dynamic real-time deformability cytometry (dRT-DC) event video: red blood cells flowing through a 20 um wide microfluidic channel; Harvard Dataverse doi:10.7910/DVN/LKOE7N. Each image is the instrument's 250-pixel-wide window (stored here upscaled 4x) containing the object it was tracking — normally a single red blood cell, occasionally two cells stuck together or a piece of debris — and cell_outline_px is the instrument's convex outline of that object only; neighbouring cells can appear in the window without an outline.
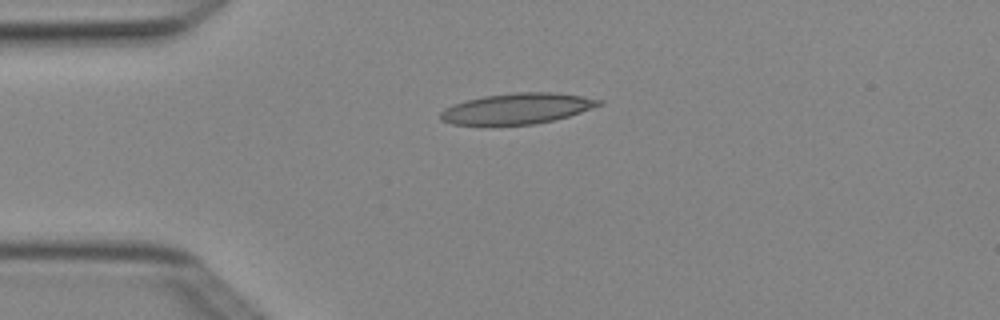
{"species": "Egyptian fruit bat (a non-hibernating species)", "species_latin": "Rousettus aegyptiacus", "temperature_condition": "cold", "stored_images_in_passage": 1, "camera_frame_rate_fps": 3000, "um_per_image_px": 0.085, "animal": {"sex": "female"}, "frame": {"image": 1, "passage_image": 1, "time_ms": 0.0, "image_size_px": [1000, 320], "cell_outline_px": [[604, 104], [568, 116], [552, 120], [532, 124], [452, 124], [440, 120], [440, 112], [444, 108], [452, 104], [464, 100], [484, 96], [516, 92], [556, 92], [604, 100]], "centroid_in_image_um": [43.94, 9.21], "position_along_channel_um": 41.1, "area_um2": 28.21}}